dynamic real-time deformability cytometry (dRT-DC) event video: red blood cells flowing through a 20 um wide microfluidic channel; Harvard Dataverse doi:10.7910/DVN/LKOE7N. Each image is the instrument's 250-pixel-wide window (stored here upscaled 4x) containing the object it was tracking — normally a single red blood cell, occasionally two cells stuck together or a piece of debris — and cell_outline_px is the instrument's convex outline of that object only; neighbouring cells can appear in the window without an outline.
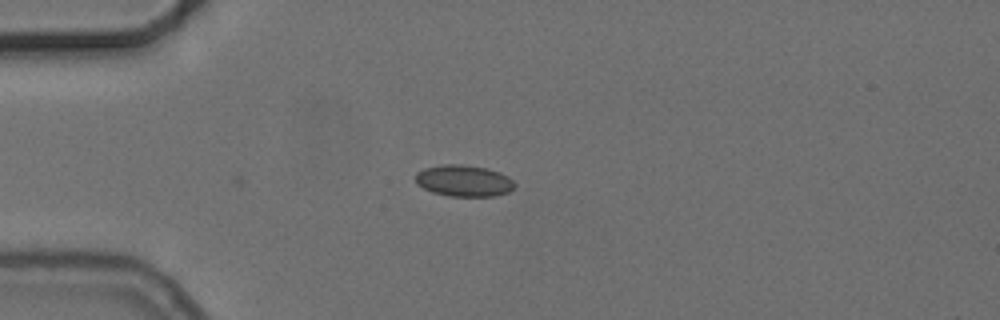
{"species": "common noctule bat (a hibernating species)", "species_latin": "Nyctalus noctula", "temperature_condition": "cold", "stored_images_in_passage": 3, "camera_frame_rate_fps": 3000, "um_per_image_px": 0.085, "animal": {"sex": "female", "body_mass_g": 24.6, "forearm_length_mm": 56.2}, "frame": {"image": 1, "passage_image": 3, "time_ms": 0.667, "image_size_px": [1000, 320], "cell_outline_px": [[516, 184], [508, 192], [496, 196], [448, 196], [432, 192], [416, 184], [416, 172], [424, 168], [444, 164], [460, 164], [488, 168], [500, 172], [508, 176]], "centroid_in_image_um": [39.42, 15.36], "position_along_channel_um": 45.6, "area_um2": 18.26}}